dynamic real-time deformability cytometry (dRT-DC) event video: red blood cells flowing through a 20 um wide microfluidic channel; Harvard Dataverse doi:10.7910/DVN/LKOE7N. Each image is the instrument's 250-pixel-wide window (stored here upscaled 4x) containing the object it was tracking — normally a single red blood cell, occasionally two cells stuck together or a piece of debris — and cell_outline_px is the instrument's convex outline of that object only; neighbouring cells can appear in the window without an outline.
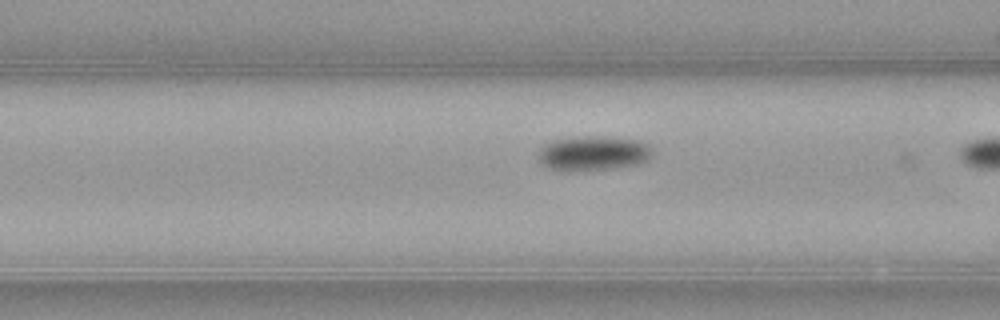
{"species": "common noctule bat (a hibernating species)", "species_latin": "Nyctalus noctula", "temperature_condition": "warm", "stored_images_in_passage": 10, "camera_frame_rate_fps": 3000, "um_per_image_px": 0.085, "animal": {"sex": "female", "body_mass_g": 21.9}, "frame": {"image": 1, "passage_image": 9, "time_ms": 2.667, "image_size_px": [1000, 320], "cell_outline_px": [[652, 156], [648, 160], [640, 164], [612, 168], [560, 172], [548, 168], [540, 164], [536, 156], [540, 148], [544, 144], [552, 140], [584, 136], [604, 136], [640, 140], [648, 144], [652, 148]], "centroid_in_image_um": [50.39, 13.03], "position_along_channel_um": 116.2, "area_um2": 23.64}}